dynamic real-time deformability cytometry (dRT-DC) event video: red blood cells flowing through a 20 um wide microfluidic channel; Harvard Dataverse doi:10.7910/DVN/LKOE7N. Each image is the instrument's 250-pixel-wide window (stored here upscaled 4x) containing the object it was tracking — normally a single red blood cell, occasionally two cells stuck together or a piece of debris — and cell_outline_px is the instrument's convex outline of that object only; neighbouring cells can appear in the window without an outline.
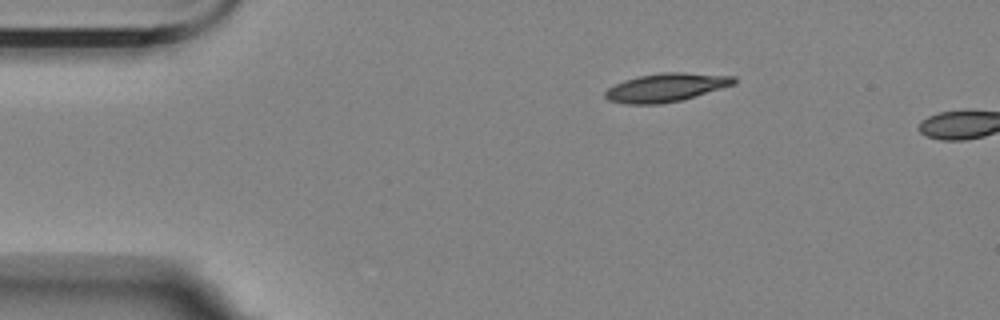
{"species": "Egyptian fruit bat (a non-hibernating species)", "species_latin": "Rousettus aegyptiacus", "temperature_condition": "room temperature", "stored_images_in_passage": 2, "camera_frame_rate_fps": 3000, "um_per_image_px": 0.085, "animal": {"sex": "female"}, "frame": {"image": 1, "passage_image": 1, "time_ms": 0.0, "image_size_px": [1000, 320], "cell_outline_px": [[736, 84], [680, 100], [660, 104], [624, 104], [608, 100], [604, 96], [604, 92], [608, 88], [624, 80], [636, 76], [660, 72], [684, 72], [736, 76]], "centroid_in_image_um": [56.6, 7.42], "position_along_channel_um": 28.4, "area_um2": 21.44}}